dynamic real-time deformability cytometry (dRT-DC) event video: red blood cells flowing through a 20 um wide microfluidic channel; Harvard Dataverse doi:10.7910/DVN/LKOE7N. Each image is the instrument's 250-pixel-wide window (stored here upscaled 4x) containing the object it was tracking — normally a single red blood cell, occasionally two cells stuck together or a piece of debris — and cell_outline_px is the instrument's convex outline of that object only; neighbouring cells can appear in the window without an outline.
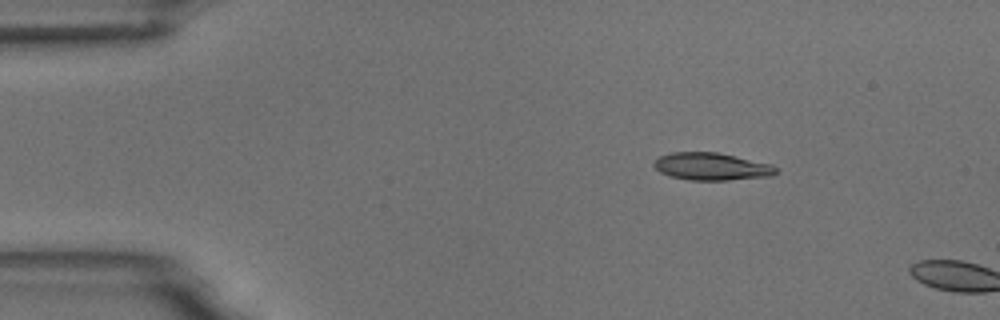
{"species": "common noctule bat (a hibernating species)", "species_latin": "Nyctalus noctula", "temperature_condition": "room temperature", "stored_images_in_passage": 2, "camera_frame_rate_fps": 3000, "um_per_image_px": 0.085, "animal": {"sex": "male", "body_mass_g": 18.8}, "frame": {"image": 1, "passage_image": 1, "time_ms": 0.0, "image_size_px": [1000, 320], "cell_outline_px": [[780, 172], [772, 176], [728, 180], [688, 180], [668, 176], [660, 172], [652, 164], [660, 156], [672, 152], [716, 152], [736, 156], [772, 164]], "centroid_in_image_um": [60.5, 14.16], "position_along_channel_um": 24.5, "area_um2": 19.65}}